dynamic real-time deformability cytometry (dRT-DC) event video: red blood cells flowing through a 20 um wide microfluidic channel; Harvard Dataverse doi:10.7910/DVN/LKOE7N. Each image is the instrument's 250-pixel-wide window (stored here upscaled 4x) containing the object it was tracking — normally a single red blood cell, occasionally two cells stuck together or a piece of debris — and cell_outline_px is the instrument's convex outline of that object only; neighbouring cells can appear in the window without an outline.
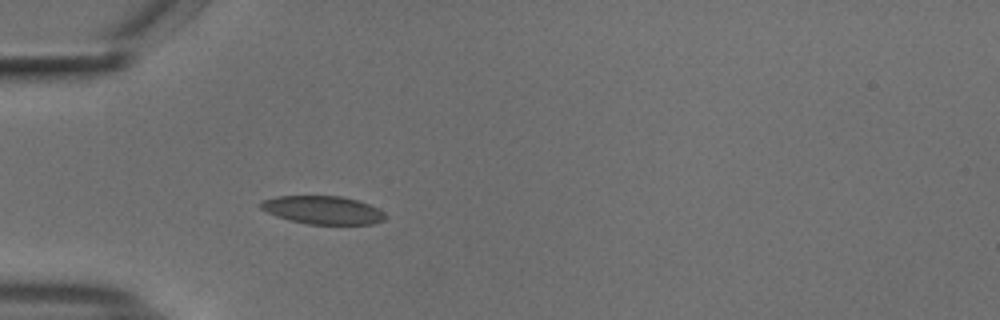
{"species": "common noctule bat (a hibernating species)", "species_latin": "Nyctalus noctula", "temperature_condition": "cold", "stored_images_in_passage": 39, "camera_frame_rate_fps": 3000, "um_per_image_px": 0.085, "animal": {"sex": "male", "body_mass_g": 18.8}, "frame": {"image": 1, "passage_image": 1, "time_ms": 0.0, "image_size_px": [1000, 320], "cell_outline_px": [[388, 216], [384, 220], [372, 224], [308, 224], [288, 220], [276, 216], [260, 208], [260, 204], [264, 200], [276, 196], [340, 196], [356, 200], [368, 204], [384, 212]], "centroid_in_image_um": [27.45, 17.86], "position_along_channel_um": 57.6, "area_um2": 20.35}}
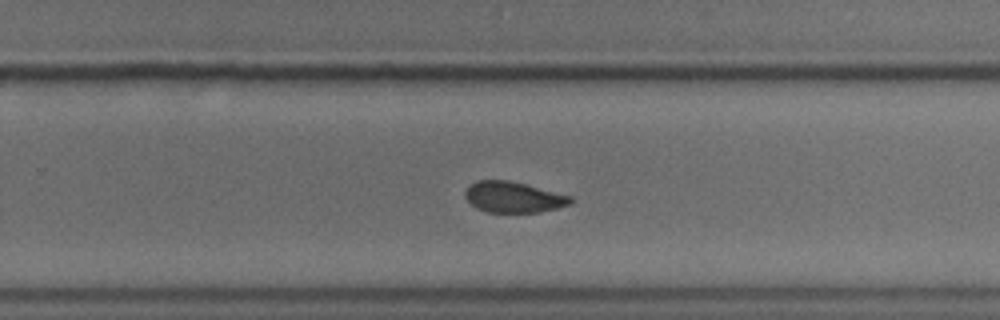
{"frame": {"image": 2, "passage_image": 20, "time_ms": 6.333, "image_size_px": [1000, 320], "cell_outline_px": [[576, 200], [572, 204], [540, 212], [488, 212], [476, 208], [464, 196], [464, 192], [468, 184], [476, 180], [508, 180], [572, 196]], "centroid_in_image_um": [43.64, 16.75], "position_along_channel_um": 286.2, "area_um2": 19.07}}
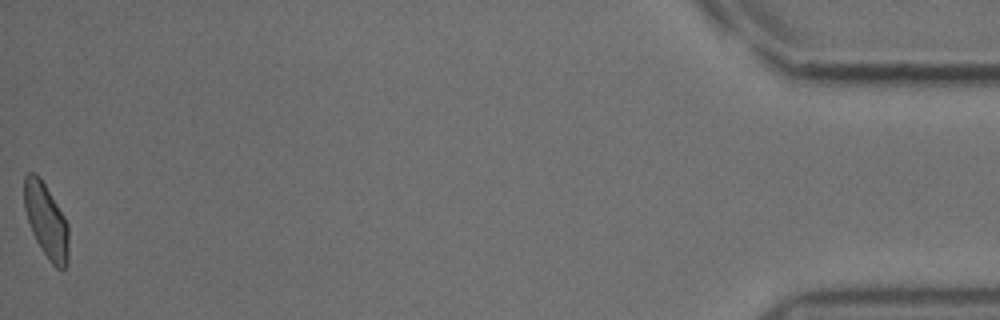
{"frame": {"image": 3, "passage_image": 39, "time_ms": 12.667, "image_size_px": [1000, 320], "cell_outline_px": [[68, 264], [64, 268], [56, 268], [48, 260], [36, 240], [32, 232], [24, 208], [24, 176], [28, 172], [36, 172], [40, 176], [64, 216], [68, 224]], "centroid_in_image_um": [3.92, 18.74], "position_along_channel_um": 431.3, "area_um2": 19.31}, "authors_computed_cell_mechanics": {"area_um2": 19.941, "velocity_mm_per_s": 3.715, "shape_relaxation_time_tau1_ms": 3.5836, "shape_relaxation_time_tau2_ms": 1.69, "deformation_change_tau1": 0.0836, "deformation_change_tau2": 0.06}}